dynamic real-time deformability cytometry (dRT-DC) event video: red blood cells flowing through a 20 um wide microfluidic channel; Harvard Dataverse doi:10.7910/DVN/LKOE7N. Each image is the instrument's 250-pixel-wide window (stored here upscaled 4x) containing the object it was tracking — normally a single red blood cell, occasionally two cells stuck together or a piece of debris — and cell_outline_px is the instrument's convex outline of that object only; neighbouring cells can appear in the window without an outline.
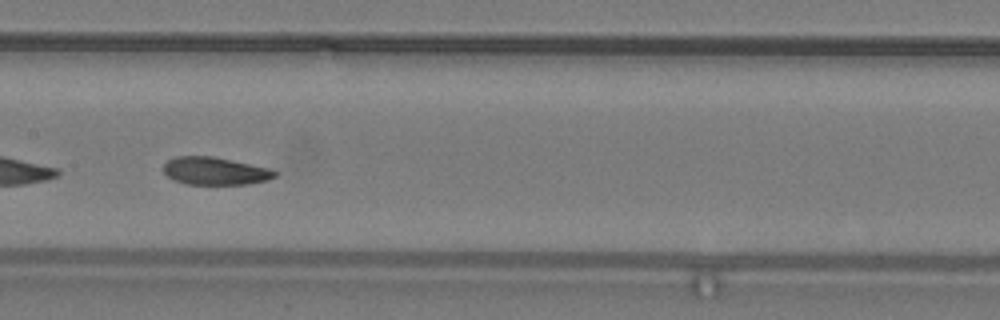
{"species": "common noctule bat (a hibernating species)", "species_latin": "Nyctalus noctula", "temperature_condition": "warm", "stored_images_in_passage": 35, "camera_frame_rate_fps": 3000, "um_per_image_px": 0.085, "animal": {"sex": "male", "body_mass_g": 19.2, "forearm_length_mm": 51.8}, "frame": {"image": 1, "passage_image": 11, "time_ms": 3.333, "image_size_px": [1000, 320], "cell_outline_px": [[276, 176], [268, 180], [244, 184], [184, 184], [168, 176], [164, 172], [164, 164], [168, 160], [176, 156], [212, 156], [272, 168], [276, 172]], "centroid_in_image_um": [18.3, 14.53], "position_along_channel_um": 189.1, "area_um2": 17.92}}
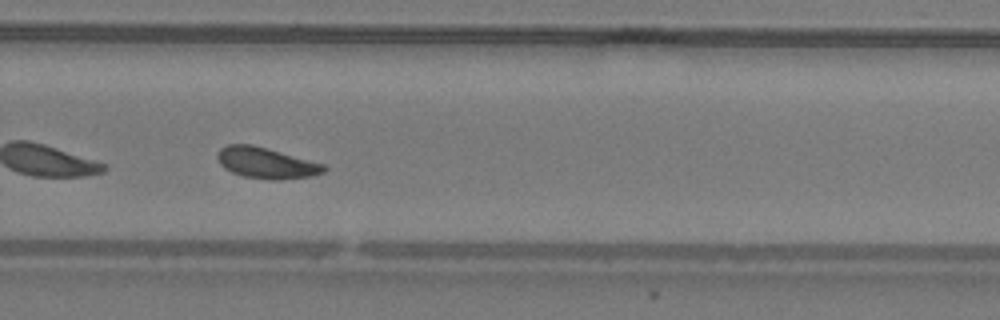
{"frame": {"image": 2, "passage_image": 20, "time_ms": 6.333, "image_size_px": [1000, 320], "cell_outline_px": [[328, 168], [324, 172], [312, 176], [280, 180], [272, 180], [244, 176], [232, 172], [224, 168], [220, 164], [216, 156], [220, 148], [228, 144], [252, 144], [324, 164]], "centroid_in_image_um": [22.62, 13.85], "position_along_channel_um": 307.2, "area_um2": 19.19}, "authors_computed_cell_mechanics": {"area_um2": 18.3226, "velocity_mm_per_s": 3.9525, "shape_relaxation_time_tau1_ms": 4.7443, "shape_relaxation_time_tau2_ms": 2.7874, "deformation_change_tau1": 0.1294, "deformation_change_tau2": 0.0859}}